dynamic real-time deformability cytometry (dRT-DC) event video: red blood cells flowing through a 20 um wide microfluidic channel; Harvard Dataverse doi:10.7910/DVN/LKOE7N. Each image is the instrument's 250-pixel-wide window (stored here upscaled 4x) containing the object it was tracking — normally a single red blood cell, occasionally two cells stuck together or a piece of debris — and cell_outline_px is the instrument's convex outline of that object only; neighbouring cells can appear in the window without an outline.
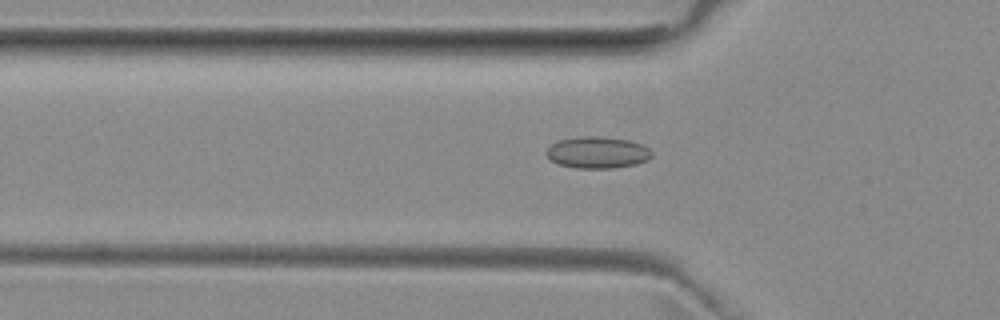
{"species": "common noctule bat (a hibernating species)", "species_latin": "Nyctalus noctula", "temperature_condition": "room temperature", "stored_images_in_passage": 51, "camera_frame_rate_fps": 3000, "um_per_image_px": 0.085, "animal": {"sex": "female", "body_mass_g": 29.2, "forearm_length_mm": 56.3}, "frame": {"image": 1, "passage_image": 16, "time_ms": 5.0, "image_size_px": [1000, 320], "cell_outline_px": [[652, 156], [648, 160], [636, 164], [612, 168], [576, 168], [560, 164], [552, 160], [544, 152], [552, 144], [560, 140], [580, 136], [600, 136], [628, 140], [644, 144], [652, 152]], "centroid_in_image_um": [50.82, 12.95], "position_along_channel_um": 75.0, "area_um2": 19.42}}
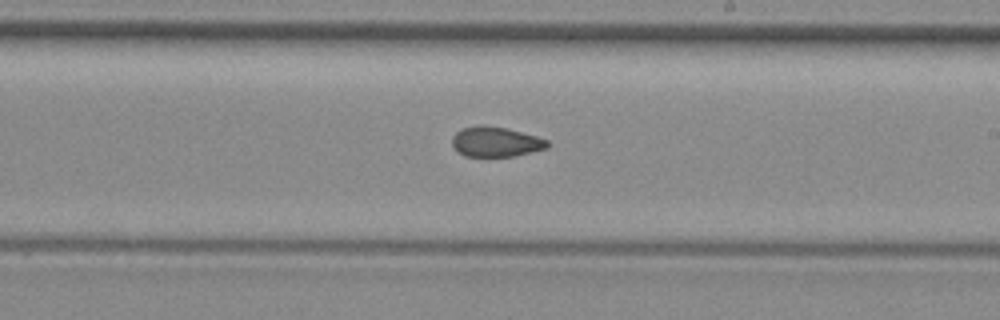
{"frame": {"image": 2, "passage_image": 29, "time_ms": 9.333, "image_size_px": [1000, 320], "cell_outline_px": [[548, 148], [516, 156], [464, 156], [452, 144], [452, 136], [460, 128], [504, 128], [536, 136], [548, 140]], "centroid_in_image_um": [42.17, 12.1], "position_along_channel_um": 246.8, "area_um2": 15.95}}
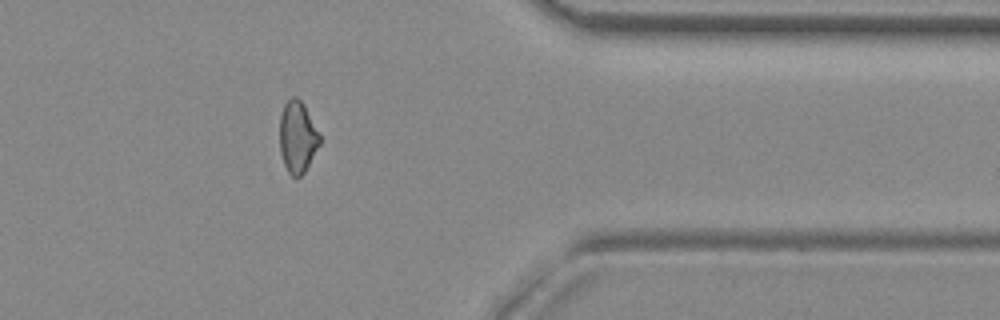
{"frame": {"image": 3, "passage_image": 41, "time_ms": 13.333, "image_size_px": [1000, 320], "cell_outline_px": [[320, 144], [304, 172], [296, 180], [288, 172], [284, 164], [280, 152], [280, 116], [284, 104], [292, 96], [296, 96], [304, 104], [320, 136]], "centroid_in_image_um": [25.27, 11.65], "position_along_channel_um": 386.1, "area_um2": 16.65}, "authors_computed_cell_mechanics": {"area_um2": 17.3978, "velocity_mm_per_s": 3.9501, "shape_relaxation_time_tau1_ms": null, "shape_relaxation_time_tau2_ms": 3.0238, "deformation_change_tau1": null, "deformation_change_tau2": 0.086}}